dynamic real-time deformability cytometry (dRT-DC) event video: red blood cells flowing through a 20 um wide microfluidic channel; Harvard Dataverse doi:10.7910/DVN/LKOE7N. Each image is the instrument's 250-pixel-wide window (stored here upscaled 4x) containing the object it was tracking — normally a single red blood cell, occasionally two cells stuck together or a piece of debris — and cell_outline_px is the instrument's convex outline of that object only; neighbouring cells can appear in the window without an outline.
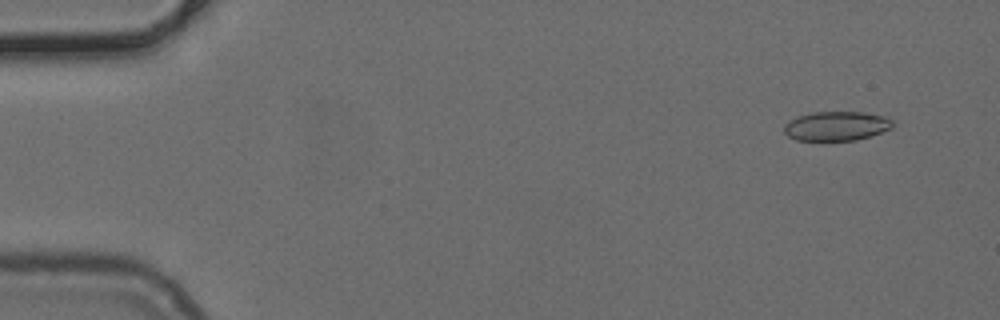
{"species": "common noctule bat (a hibernating species)", "species_latin": "Nyctalus noctula", "temperature_condition": "cold", "stored_images_in_passage": 50, "camera_frame_rate_fps": 3000, "um_per_image_px": 0.085, "animal": {"sex": "female", "body_mass_g": 24.6, "forearm_length_mm": 56.2}, "frame": {"image": 1, "passage_image": 3, "time_ms": 0.667, "image_size_px": [1000, 320], "cell_outline_px": [[892, 128], [872, 136], [856, 140], [796, 140], [788, 136], [784, 132], [784, 124], [788, 120], [796, 116], [816, 112], [864, 112], [884, 116], [892, 120]], "centroid_in_image_um": [71.08, 10.71], "position_along_channel_um": 13.9, "area_um2": 18.61}}
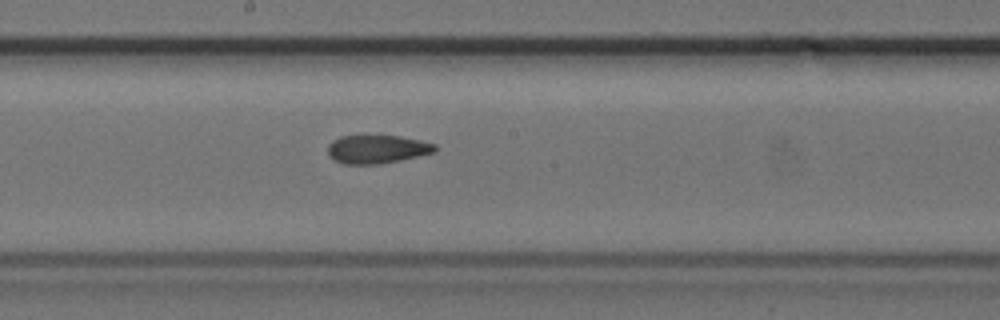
{"frame": {"image": 2, "passage_image": 27, "time_ms": 8.667, "image_size_px": [1000, 320], "cell_outline_px": [[436, 152], [400, 160], [380, 164], [344, 164], [336, 160], [328, 152], [328, 144], [332, 140], [340, 136], [400, 136], [420, 140], [436, 144]], "centroid_in_image_um": [32.07, 12.68], "position_along_channel_um": 216.1, "area_um2": 17.63}}
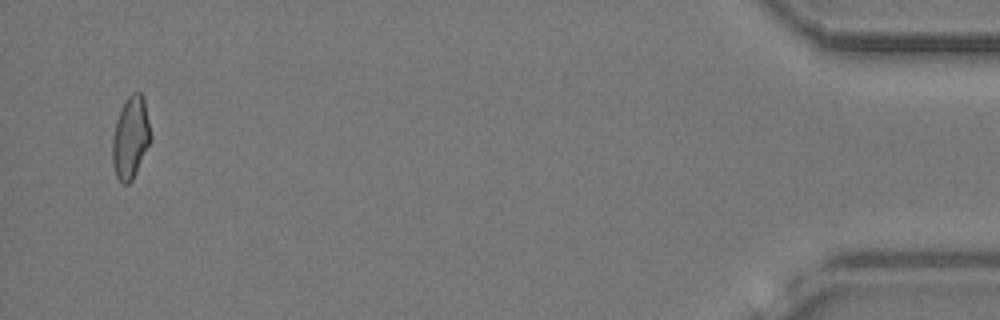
{"frame": {"image": 3, "passage_image": 49, "time_ms": 16.0, "image_size_px": [1000, 320], "cell_outline_px": [[152, 140], [132, 180], [128, 184], [124, 184], [116, 176], [112, 164], [112, 136], [116, 120], [124, 100], [132, 92], [140, 92], [144, 96], [152, 136]], "centroid_in_image_um": [11.11, 11.67], "position_along_channel_um": 424.1, "area_um2": 18.67}}